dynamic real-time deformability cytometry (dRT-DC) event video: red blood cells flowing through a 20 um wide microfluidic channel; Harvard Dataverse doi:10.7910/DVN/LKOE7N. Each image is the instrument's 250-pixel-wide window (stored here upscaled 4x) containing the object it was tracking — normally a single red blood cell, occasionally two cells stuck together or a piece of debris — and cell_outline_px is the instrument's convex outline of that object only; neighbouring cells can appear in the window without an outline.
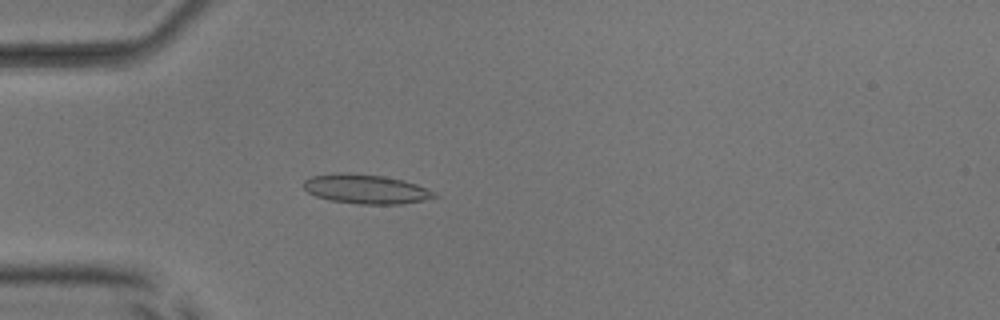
{"species": "common noctule bat (a hibernating species)", "species_latin": "Nyctalus noctula", "temperature_condition": "room temperature", "stored_images_in_passage": 51, "camera_frame_rate_fps": 3000, "um_per_image_px": 0.085, "animal": {"sex": "male", "body_mass_g": 17.9, "forearm_length_mm": 54.2}, "frame": {"image": 1, "passage_image": 15, "time_ms": 4.667, "image_size_px": [1000, 320], "cell_outline_px": [[440, 196], [400, 204], [360, 204], [328, 200], [316, 196], [308, 192], [300, 184], [304, 180], [312, 176], [340, 172], [384, 176], [404, 180], [416, 184], [436, 192]], "centroid_in_image_um": [31.07, 16.06], "position_along_channel_um": 53.9, "area_um2": 22.37}}
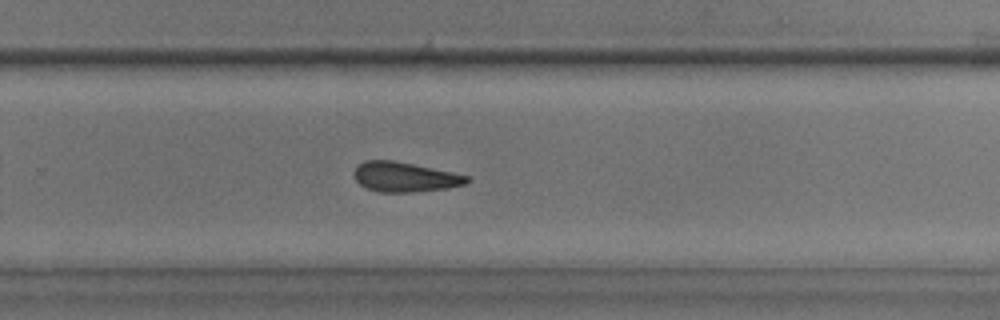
{"frame": {"image": 2, "passage_image": 34, "time_ms": 11.0, "image_size_px": [1000, 320], "cell_outline_px": [[472, 180], [464, 184], [448, 188], [412, 192], [380, 192], [368, 188], [360, 184], [356, 180], [352, 172], [364, 160], [392, 160], [452, 172], [468, 176]], "centroid_in_image_um": [34.4, 15.04], "position_along_channel_um": 295.4, "area_um2": 19.42}}
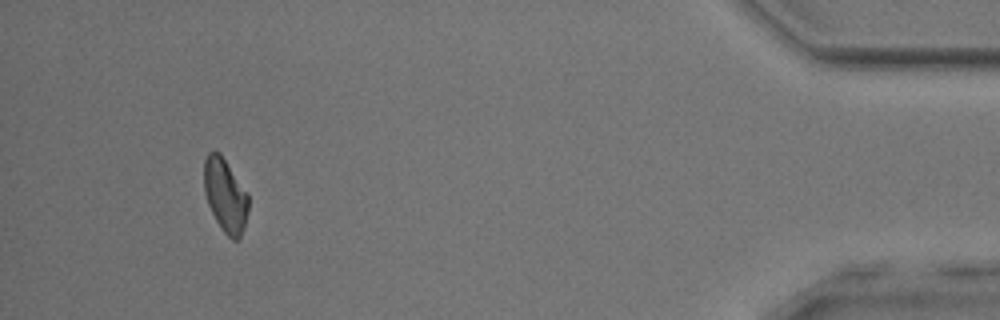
{"frame": {"image": 3, "passage_image": 48, "time_ms": 15.667, "image_size_px": [1000, 320], "cell_outline_px": [[248, 212], [240, 236], [236, 240], [232, 240], [224, 232], [216, 220], [208, 204], [204, 192], [204, 160], [208, 152], [212, 148], [220, 152], [248, 192]], "centroid_in_image_um": [19.14, 16.53], "position_along_channel_um": 416.1, "area_um2": 19.13}, "authors_computed_cell_mechanics": {"area_um2": 20.4612, "velocity_mm_per_s": 3.9873, "shape_relaxation_time_tau1_ms": null, "shape_relaxation_time_tau2_ms": 5.174, "deformation_change_tau1": null, "deformation_change_tau2": 0.1383}}